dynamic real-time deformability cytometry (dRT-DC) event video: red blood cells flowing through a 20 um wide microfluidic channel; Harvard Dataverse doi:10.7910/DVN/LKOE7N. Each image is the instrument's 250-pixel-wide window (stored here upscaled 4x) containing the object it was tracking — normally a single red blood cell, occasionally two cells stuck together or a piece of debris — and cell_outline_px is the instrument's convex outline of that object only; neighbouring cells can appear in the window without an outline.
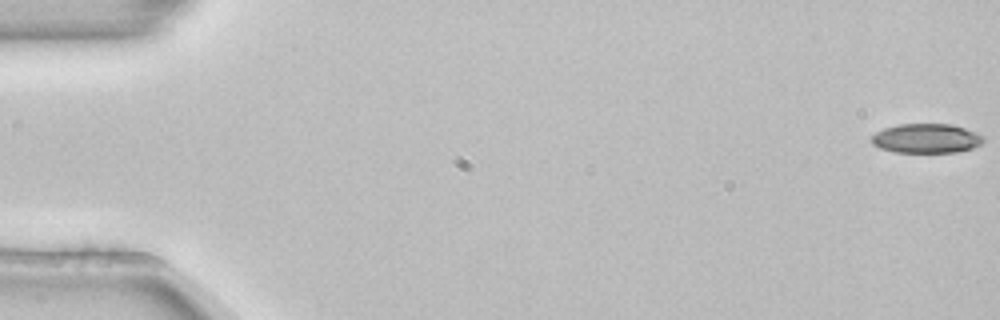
{"species": "common noctule bat (a hibernating species)", "species_latin": "Nyctalus noctula", "temperature_condition": "room temperature", "stored_images_in_passage": 39, "camera_frame_rate_fps": 3000, "um_per_image_px": 0.085, "animal": {"sex": "female", "body_mass_g": 22.7, "forearm_length_mm": 54.2}, "frame": {"image": 1, "passage_image": 1, "time_ms": 0.0, "image_size_px": [1000, 320], "cell_outline_px": [[984, 140], [980, 144], [972, 148], [956, 152], [896, 152], [880, 148], [872, 144], [872, 136], [876, 132], [884, 128], [900, 124], [952, 124], [976, 132], [984, 136]], "centroid_in_image_um": [78.75, 11.76], "position_along_channel_um": 6.3, "area_um2": 19.07}}
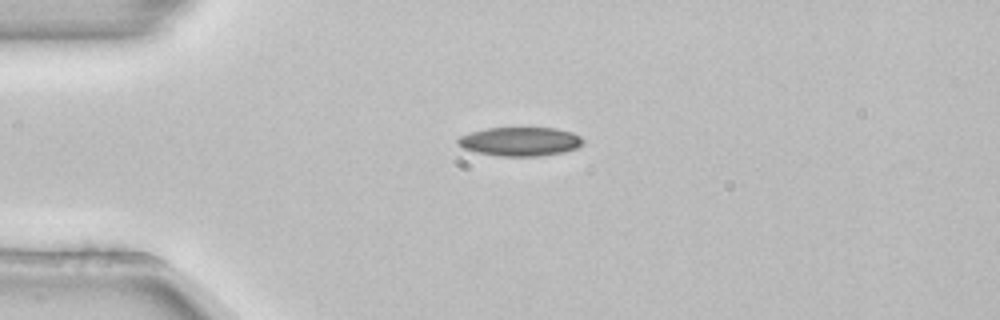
{"frame": {"image": 2, "passage_image": 14, "time_ms": 4.333, "image_size_px": [1000, 320], "cell_outline_px": [[584, 144], [576, 148], [564, 152], [540, 156], [500, 156], [476, 152], [464, 148], [456, 144], [456, 140], [460, 136], [468, 132], [484, 128], [556, 128], [572, 132], [580, 136], [584, 140]], "centroid_in_image_um": [44.2, 12.02], "position_along_channel_um": 40.8, "area_um2": 21.27}}
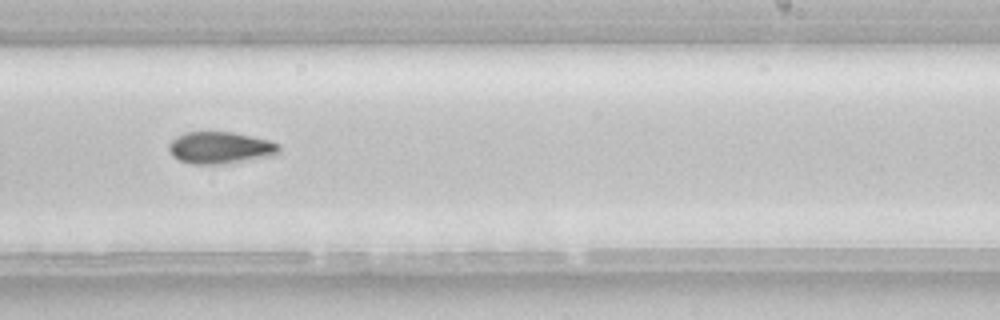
{"frame": {"image": 3, "passage_image": 34, "time_ms": 11.0, "image_size_px": [1000, 320], "cell_outline_px": [[280, 152], [272, 156], [220, 164], [188, 164], [172, 156], [168, 148], [168, 144], [176, 136], [184, 132], [232, 132], [268, 140], [280, 144]], "centroid_in_image_um": [18.69, 12.56], "position_along_channel_um": 270.3, "area_um2": 20.52}}